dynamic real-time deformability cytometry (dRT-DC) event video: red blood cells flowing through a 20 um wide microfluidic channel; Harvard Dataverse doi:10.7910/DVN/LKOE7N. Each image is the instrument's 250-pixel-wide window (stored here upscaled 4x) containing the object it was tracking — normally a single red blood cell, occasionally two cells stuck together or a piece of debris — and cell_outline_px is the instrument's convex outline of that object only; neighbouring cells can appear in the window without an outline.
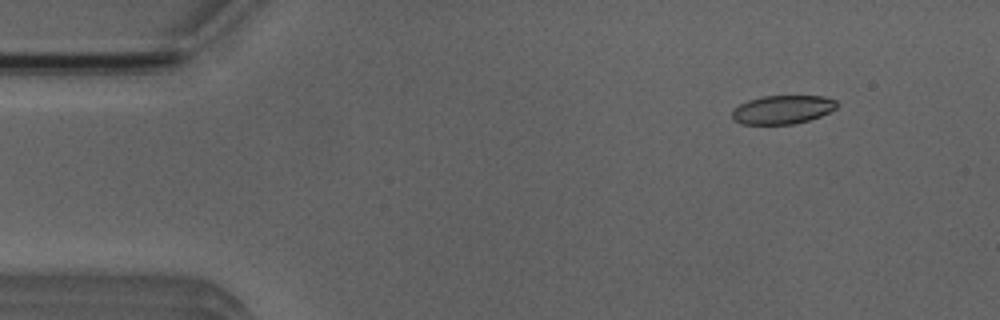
{"species": "Egyptian fruit bat (a non-hibernating species)", "species_latin": "Rousettus aegyptiacus", "temperature_condition": "room temperature", "stored_images_in_passage": 5, "camera_frame_rate_fps": 3000, "um_per_image_px": 0.085, "animal": {"sex": "male"}, "frame": {"image": 1, "passage_image": 2, "time_ms": 1.333, "image_size_px": [1000, 320], "cell_outline_px": [[836, 108], [820, 116], [808, 120], [792, 124], [740, 124], [732, 120], [732, 112], [740, 104], [748, 100], [760, 96], [824, 96], [836, 100]], "centroid_in_image_um": [66.48, 9.31], "position_along_channel_um": 18.5, "area_um2": 17.4}}
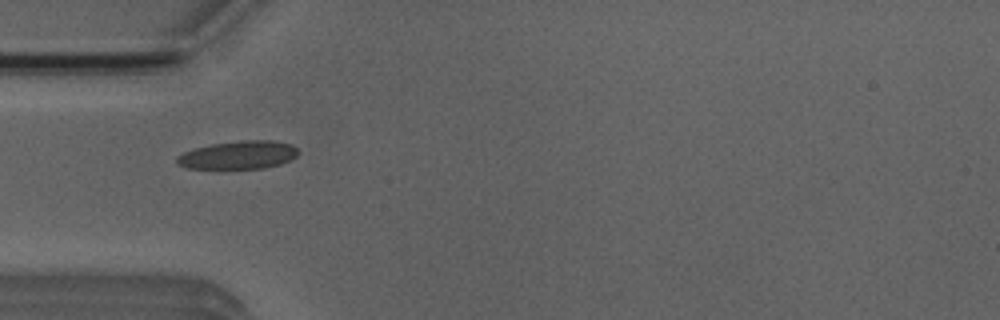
{"frame": {"image": 2, "passage_image": 5, "time_ms": 4.667, "image_size_px": [1000, 320], "cell_outline_px": [[296, 156], [280, 164], [264, 168], [188, 168], [176, 164], [176, 156], [184, 152], [196, 148], [212, 144], [244, 140], [272, 140], [292, 144], [296, 148]], "centroid_in_image_um": [20.24, 13.17], "position_along_channel_um": 64.8, "area_um2": 19.65}}